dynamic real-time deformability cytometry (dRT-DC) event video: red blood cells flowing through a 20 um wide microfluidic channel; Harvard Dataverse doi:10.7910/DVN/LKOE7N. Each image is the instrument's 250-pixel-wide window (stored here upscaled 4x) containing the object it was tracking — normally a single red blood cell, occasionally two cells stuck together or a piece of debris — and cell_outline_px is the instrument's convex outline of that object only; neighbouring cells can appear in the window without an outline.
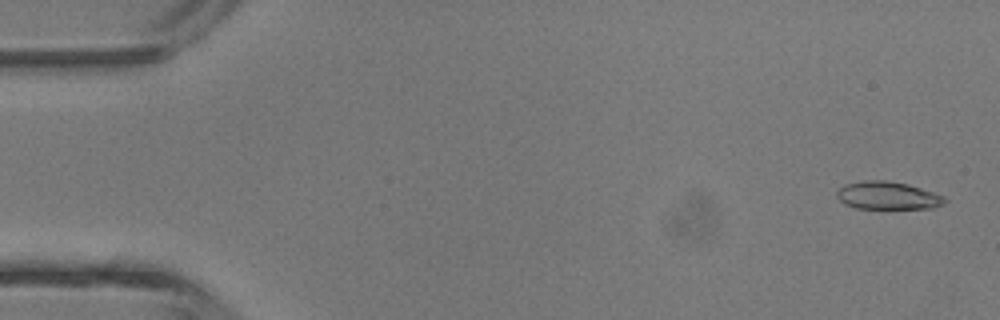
{"species": "common noctule bat (a hibernating species)", "species_latin": "Nyctalus noctula", "temperature_condition": "room temperature", "stored_images_in_passage": 4, "camera_frame_rate_fps": 3000, "um_per_image_px": 0.085, "animal": {"sex": "male", "body_mass_g": 13.3}, "frame": {"image": 1, "passage_image": 1, "time_ms": 0.0, "image_size_px": [1000, 320], "cell_outline_px": [[948, 200], [944, 204], [932, 208], [856, 208], [844, 204], [836, 196], [836, 192], [844, 184], [864, 180], [884, 180], [908, 184], [944, 196]], "centroid_in_image_um": [75.44, 16.62], "position_along_channel_um": 9.6, "area_um2": 17.46}}
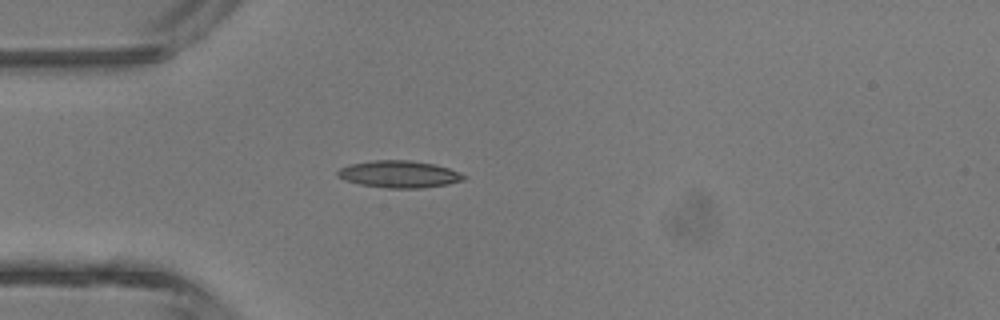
{"frame": {"image": 2, "passage_image": 4, "time_ms": 3.667, "image_size_px": [1000, 320], "cell_outline_px": [[468, 176], [464, 180], [448, 184], [420, 188], [388, 188], [360, 184], [344, 180], [336, 176], [336, 172], [340, 168], [348, 164], [372, 160], [412, 160], [432, 164], [448, 168], [460, 172]], "centroid_in_image_um": [33.91, 14.8], "position_along_channel_um": 51.1, "area_um2": 20.0}}